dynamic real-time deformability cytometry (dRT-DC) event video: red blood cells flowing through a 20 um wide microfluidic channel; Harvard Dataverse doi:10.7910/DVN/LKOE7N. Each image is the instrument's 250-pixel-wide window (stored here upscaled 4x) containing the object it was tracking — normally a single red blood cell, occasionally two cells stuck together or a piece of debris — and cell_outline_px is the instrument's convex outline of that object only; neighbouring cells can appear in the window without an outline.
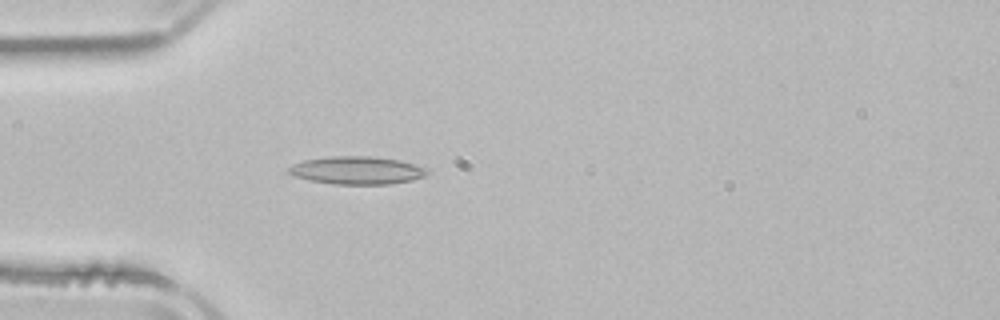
{"species": "common noctule bat (a hibernating species)", "species_latin": "Nyctalus noctula", "temperature_condition": "room temperature", "stored_images_in_passage": 4, "camera_frame_rate_fps": 3000, "um_per_image_px": 0.085, "animal": {"sex": "male", "body_mass_g": 21.5, "forearm_length_mm": 52.0}, "frame": {"image": 1, "passage_image": 4, "time_ms": 3.667, "image_size_px": [1000, 320], "cell_outline_px": [[428, 172], [424, 176], [412, 180], [392, 184], [336, 184], [312, 180], [296, 176], [288, 172], [288, 168], [292, 164], [304, 160], [332, 156], [368, 156], [400, 160], [428, 168]], "centroid_in_image_um": [30.37, 14.47], "position_along_channel_um": 54.6, "area_um2": 22.31}}